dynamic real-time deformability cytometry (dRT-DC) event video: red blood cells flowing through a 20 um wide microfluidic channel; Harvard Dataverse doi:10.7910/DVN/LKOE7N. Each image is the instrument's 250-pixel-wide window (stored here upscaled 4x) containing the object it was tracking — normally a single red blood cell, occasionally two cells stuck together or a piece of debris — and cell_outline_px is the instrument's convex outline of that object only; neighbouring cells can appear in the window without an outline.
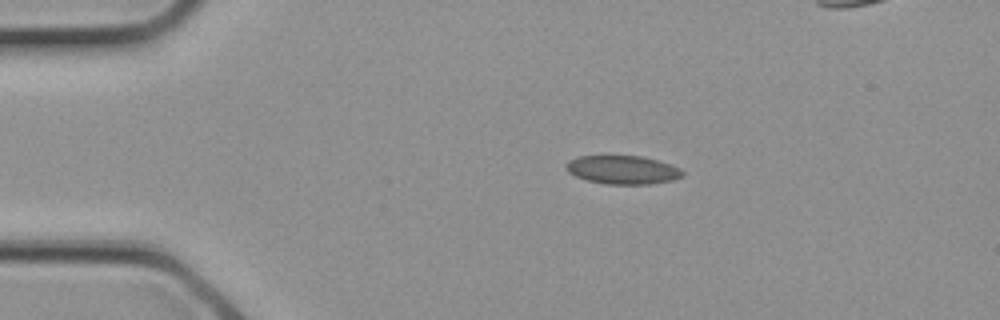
{"species": "common noctule bat (a hibernating species)", "species_latin": "Nyctalus noctula", "temperature_condition": "cold", "stored_images_in_passage": 2, "camera_frame_rate_fps": 3000, "um_per_image_px": 0.085, "animal": {"sex": "female", "body_mass_g": 21.9}, "frame": {"image": 1, "passage_image": 2, "time_ms": 0.333, "image_size_px": [1000, 320], "cell_outline_px": [[684, 176], [672, 180], [652, 184], [604, 184], [588, 180], [576, 176], [568, 172], [564, 168], [564, 164], [568, 160], [580, 156], [644, 156], [680, 168], [684, 172]], "centroid_in_image_um": [52.91, 14.44], "position_along_channel_um": 32.1, "area_um2": 19.42}}